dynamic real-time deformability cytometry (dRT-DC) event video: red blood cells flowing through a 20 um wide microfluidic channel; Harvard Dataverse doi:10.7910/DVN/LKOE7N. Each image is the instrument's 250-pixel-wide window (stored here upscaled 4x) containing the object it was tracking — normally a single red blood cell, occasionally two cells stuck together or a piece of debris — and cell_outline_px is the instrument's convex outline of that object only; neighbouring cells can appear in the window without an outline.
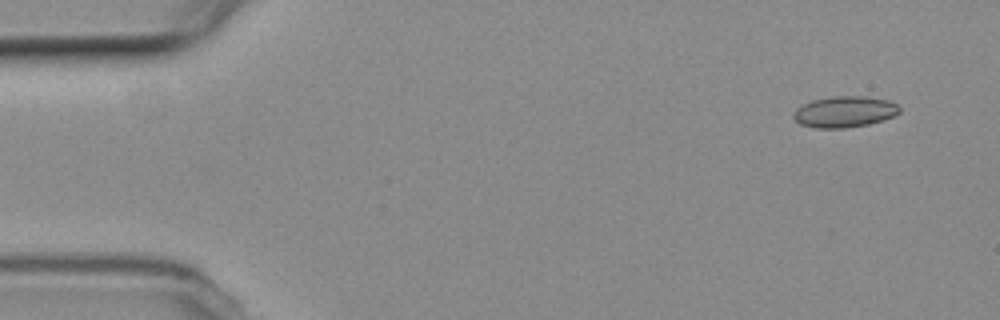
{"species": "common noctule bat (a hibernating species)", "species_latin": "Nyctalus noctula", "temperature_condition": "room temperature", "stored_images_in_passage": 4, "camera_frame_rate_fps": 3000, "um_per_image_px": 0.085, "animal": {"sex": "female", "body_mass_g": 19.3, "forearm_length_mm": 54.1}, "frame": {"image": 1, "passage_image": 1, "time_ms": 0.0, "image_size_px": [1000, 320], "cell_outline_px": [[900, 112], [884, 120], [868, 124], [844, 128], [816, 128], [800, 124], [792, 116], [792, 112], [796, 108], [812, 100], [832, 96], [860, 96], [888, 100], [896, 104], [900, 108]], "centroid_in_image_um": [71.76, 9.5], "position_along_channel_um": 13.2, "area_um2": 19.19}}
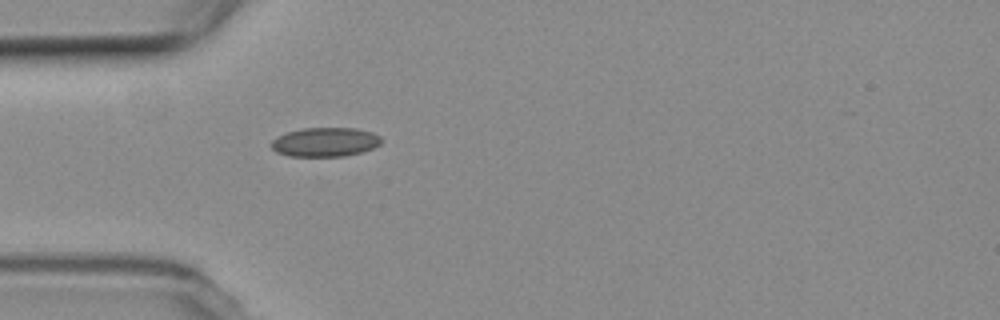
{"frame": {"image": 2, "passage_image": 4, "time_ms": 4.333, "image_size_px": [1000, 320], "cell_outline_px": [[380, 144], [372, 148], [360, 152], [344, 156], [288, 156], [276, 152], [268, 144], [276, 136], [300, 128], [356, 128], [372, 132], [380, 136]], "centroid_in_image_um": [27.58, 12.07], "position_along_channel_um": 57.4, "area_um2": 18.73}}